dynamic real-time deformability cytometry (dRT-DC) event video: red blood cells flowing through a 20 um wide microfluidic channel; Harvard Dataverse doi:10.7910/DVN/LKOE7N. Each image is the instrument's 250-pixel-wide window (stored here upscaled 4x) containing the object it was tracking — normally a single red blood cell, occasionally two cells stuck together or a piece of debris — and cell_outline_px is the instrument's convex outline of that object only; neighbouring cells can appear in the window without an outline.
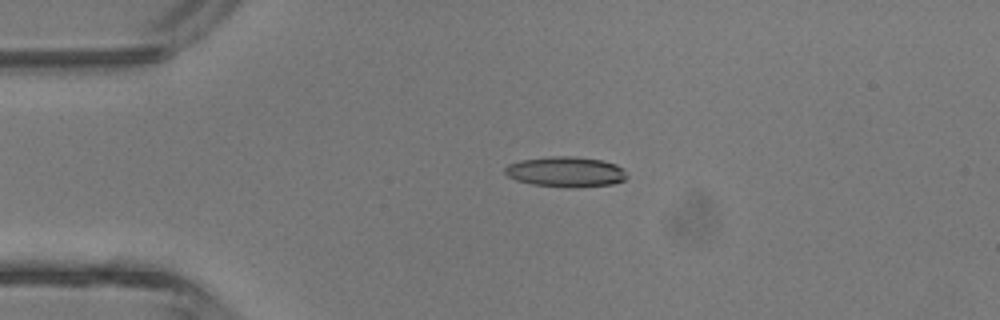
{"species": "common noctule bat (a hibernating species)", "species_latin": "Nyctalus noctula", "temperature_condition": "room temperature", "stored_images_in_passage": 4, "camera_frame_rate_fps": 3000, "um_per_image_px": 0.085, "animal": {"sex": "male", "body_mass_g": 13.3}, "frame": {"image": 1, "passage_image": 3, "time_ms": 2.333, "image_size_px": [1000, 320], "cell_outline_px": [[628, 176], [624, 180], [612, 184], [576, 188], [572, 188], [532, 184], [516, 180], [508, 176], [504, 172], [504, 168], [508, 164], [520, 160], [552, 156], [572, 156], [600, 160], [616, 164], [624, 168]], "centroid_in_image_um": [48.1, 14.61], "position_along_channel_um": 36.9, "area_um2": 21.68}}